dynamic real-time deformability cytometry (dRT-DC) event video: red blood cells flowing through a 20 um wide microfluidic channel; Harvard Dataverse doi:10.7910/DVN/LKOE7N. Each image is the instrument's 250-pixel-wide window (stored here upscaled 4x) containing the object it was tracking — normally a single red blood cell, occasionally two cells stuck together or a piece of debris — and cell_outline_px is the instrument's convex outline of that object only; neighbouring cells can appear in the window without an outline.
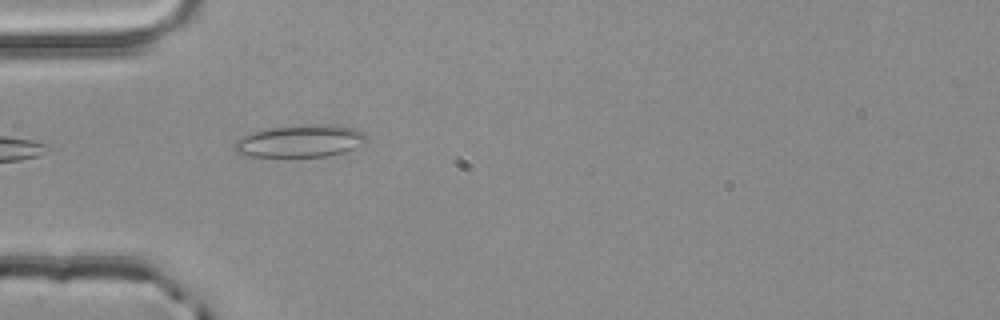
{"species": "common noctule bat (a hibernating species)", "species_latin": "Nyctalus noctula", "temperature_condition": "room temperature", "stored_images_in_passage": 1, "camera_frame_rate_fps": 3000, "um_per_image_px": 0.085, "animal": {"sex": "male", "body_mass_g": 20.4}, "frame": {"image": 1, "passage_image": 1, "time_ms": 0.0, "image_size_px": [1000, 320], "cell_outline_px": [[368, 140], [364, 144], [344, 152], [328, 156], [240, 156], [232, 148], [232, 144], [240, 136], [252, 132], [268, 128], [308, 124], [332, 124], [352, 128], [364, 132], [368, 136]], "centroid_in_image_um": [25.49, 11.98], "position_along_channel_um": 59.5, "area_um2": 25.26}}